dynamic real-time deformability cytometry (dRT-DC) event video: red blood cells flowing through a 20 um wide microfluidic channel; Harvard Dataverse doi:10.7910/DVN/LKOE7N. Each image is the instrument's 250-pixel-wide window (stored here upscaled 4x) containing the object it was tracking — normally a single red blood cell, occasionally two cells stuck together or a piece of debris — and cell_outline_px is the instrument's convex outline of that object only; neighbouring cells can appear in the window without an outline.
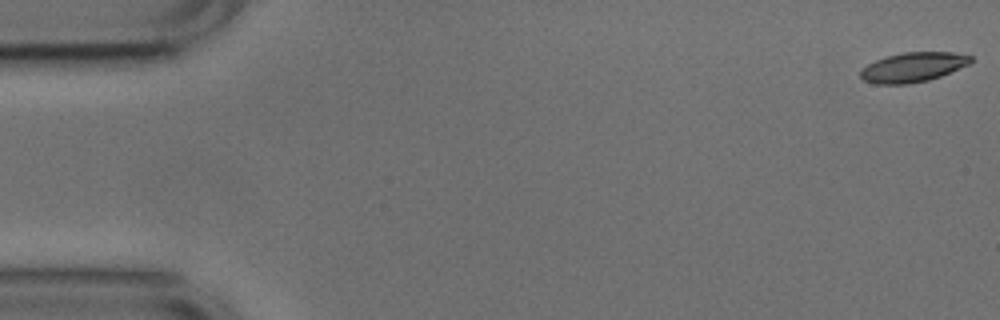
{"species": "common noctule bat (a hibernating species)", "species_latin": "Nyctalus noctula", "temperature_condition": "cold", "stored_images_in_passage": 3, "camera_frame_rate_fps": 3000, "um_per_image_px": 0.085, "animal": {"sex": "male", "body_mass_g": 17.9, "forearm_length_mm": 54.2}, "frame": {"image": 1, "passage_image": 1, "time_ms": 0.0, "image_size_px": [1000, 320], "cell_outline_px": [[972, 60], [968, 64], [940, 76], [928, 80], [908, 84], [872, 84], [864, 80], [860, 76], [860, 72], [868, 64], [884, 56], [904, 52], [952, 52], [972, 56]], "centroid_in_image_um": [77.57, 5.71], "position_along_channel_um": 7.4, "area_um2": 18.9}}